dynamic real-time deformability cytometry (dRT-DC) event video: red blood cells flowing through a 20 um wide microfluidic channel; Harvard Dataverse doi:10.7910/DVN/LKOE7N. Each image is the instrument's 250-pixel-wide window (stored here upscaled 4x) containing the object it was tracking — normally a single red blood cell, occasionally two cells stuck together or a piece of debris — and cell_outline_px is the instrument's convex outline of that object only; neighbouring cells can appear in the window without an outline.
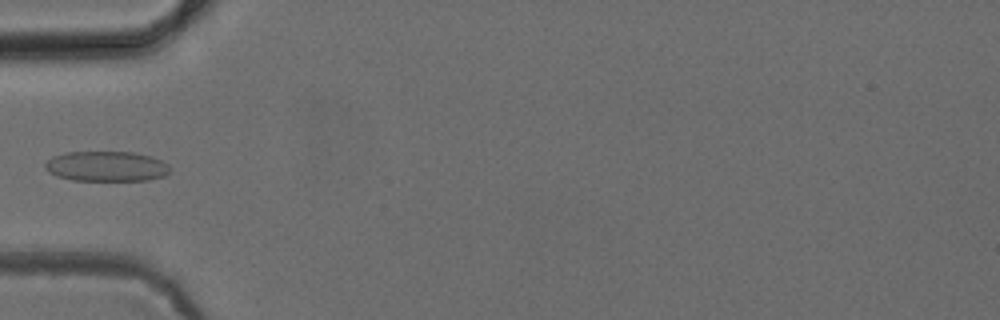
{"species": "common noctule bat (a hibernating species)", "species_latin": "Nyctalus noctula", "temperature_condition": "cold", "stored_images_in_passage": 5, "camera_frame_rate_fps": 3000, "um_per_image_px": 0.085, "animal": {"sex": "female", "body_mass_g": 24.6, "forearm_length_mm": 56.2}, "frame": {"image": 1, "passage_image": 5, "time_ms": 5.0, "image_size_px": [1000, 320], "cell_outline_px": [[168, 172], [164, 176], [148, 180], [72, 180], [56, 176], [48, 172], [44, 168], [44, 164], [52, 156], [64, 152], [132, 152], [148, 156], [160, 160], [168, 164]], "centroid_in_image_um": [8.98, 14.13], "position_along_channel_um": 76.0, "area_um2": 21.85}}